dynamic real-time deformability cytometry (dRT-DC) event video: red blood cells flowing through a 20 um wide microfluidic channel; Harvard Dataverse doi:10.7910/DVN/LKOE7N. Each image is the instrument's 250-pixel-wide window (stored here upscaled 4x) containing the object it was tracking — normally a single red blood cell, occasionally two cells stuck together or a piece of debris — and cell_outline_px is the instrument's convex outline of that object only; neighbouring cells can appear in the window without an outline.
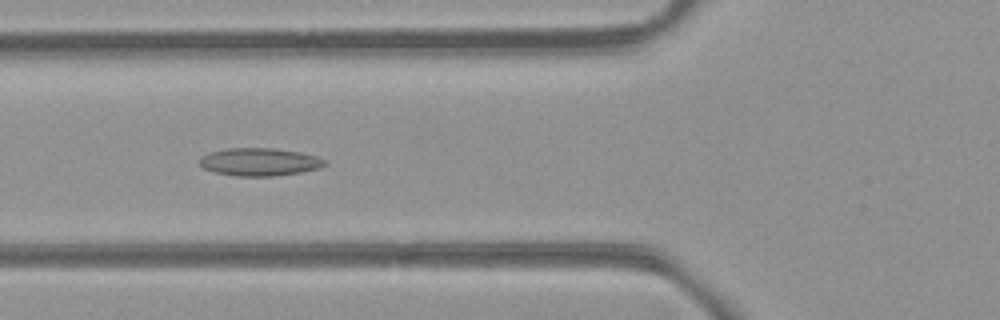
{"species": "common noctule bat (a hibernating species)", "species_latin": "Nyctalus noctula", "temperature_condition": "room temperature", "stored_images_in_passage": 9, "camera_frame_rate_fps": 3000, "um_per_image_px": 0.085, "animal": {"sex": "female", "body_mass_g": 21.9}, "frame": {"image": 1, "passage_image": 6, "time_ms": 5.667, "image_size_px": [1000, 320], "cell_outline_px": [[328, 164], [320, 168], [300, 172], [276, 176], [236, 176], [216, 172], [204, 168], [200, 164], [200, 156], [212, 152], [228, 148], [272, 148], [300, 152], [316, 156], [324, 160]], "centroid_in_image_um": [22.08, 13.76], "position_along_channel_um": 103.7, "area_um2": 20.17}}
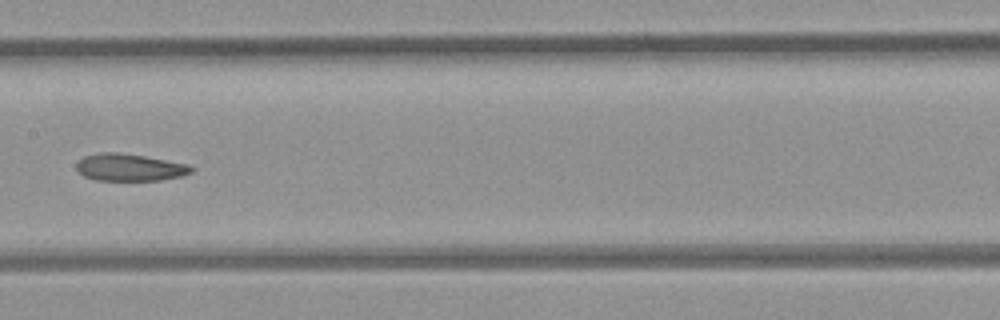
{"frame": {"image": 2, "passage_image": 8, "time_ms": 8.0, "image_size_px": [1000, 320], "cell_outline_px": [[196, 168], [192, 172], [180, 176], [160, 180], [96, 180], [84, 176], [76, 168], [76, 164], [84, 156], [100, 152], [120, 152], [144, 156], [188, 164]], "centroid_in_image_um": [11.03, 14.22], "position_along_channel_um": 196.4, "area_um2": 18.15}}
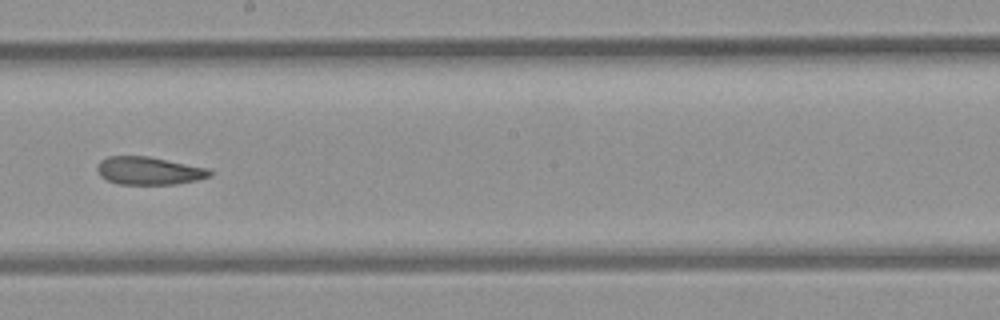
{"frame": {"image": 3, "passage_image": 9, "time_ms": 9.0, "image_size_px": [1000, 320], "cell_outline_px": [[212, 172], [208, 176], [196, 180], [176, 184], [116, 184], [100, 176], [96, 168], [100, 160], [108, 156], [148, 156], [208, 168]], "centroid_in_image_um": [12.61, 14.51], "position_along_channel_um": 235.6, "area_um2": 18.21}}